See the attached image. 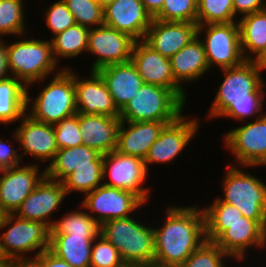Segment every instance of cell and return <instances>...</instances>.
Returning a JSON list of instances; mask_svg holds the SVG:
<instances>
[{"instance_id":"obj_45","label":"cell","mask_w":266,"mask_h":267,"mask_svg":"<svg viewBox=\"0 0 266 267\" xmlns=\"http://www.w3.org/2000/svg\"><path fill=\"white\" fill-rule=\"evenodd\" d=\"M36 258L41 262L42 267H72L66 261L53 254L49 249L43 251Z\"/></svg>"},{"instance_id":"obj_52","label":"cell","mask_w":266,"mask_h":267,"mask_svg":"<svg viewBox=\"0 0 266 267\" xmlns=\"http://www.w3.org/2000/svg\"><path fill=\"white\" fill-rule=\"evenodd\" d=\"M141 267H163V266H159V265H155V264H148V265H144Z\"/></svg>"},{"instance_id":"obj_3","label":"cell","mask_w":266,"mask_h":267,"mask_svg":"<svg viewBox=\"0 0 266 267\" xmlns=\"http://www.w3.org/2000/svg\"><path fill=\"white\" fill-rule=\"evenodd\" d=\"M100 235L112 243L127 267L153 264L155 242L153 227L135 219L127 218L105 221L100 225Z\"/></svg>"},{"instance_id":"obj_24","label":"cell","mask_w":266,"mask_h":267,"mask_svg":"<svg viewBox=\"0 0 266 267\" xmlns=\"http://www.w3.org/2000/svg\"><path fill=\"white\" fill-rule=\"evenodd\" d=\"M120 124L119 117L79 113L80 136L83 144L103 155L116 150Z\"/></svg>"},{"instance_id":"obj_12","label":"cell","mask_w":266,"mask_h":267,"mask_svg":"<svg viewBox=\"0 0 266 267\" xmlns=\"http://www.w3.org/2000/svg\"><path fill=\"white\" fill-rule=\"evenodd\" d=\"M84 196L79 205L89 214L91 212L90 215L99 225L105 221L130 217L135 210L139 211L146 205L132 192L104 184Z\"/></svg>"},{"instance_id":"obj_43","label":"cell","mask_w":266,"mask_h":267,"mask_svg":"<svg viewBox=\"0 0 266 267\" xmlns=\"http://www.w3.org/2000/svg\"><path fill=\"white\" fill-rule=\"evenodd\" d=\"M12 133V139L14 140V142H11V144L13 145L8 143L10 141L9 139L5 141L4 139H2V137H0V170L19 166L21 161V164L24 162L21 158L20 153H17L20 150L15 149L14 146L15 143L18 145L17 136L14 131Z\"/></svg>"},{"instance_id":"obj_48","label":"cell","mask_w":266,"mask_h":267,"mask_svg":"<svg viewBox=\"0 0 266 267\" xmlns=\"http://www.w3.org/2000/svg\"><path fill=\"white\" fill-rule=\"evenodd\" d=\"M146 11L154 18L162 9L165 0H141Z\"/></svg>"},{"instance_id":"obj_22","label":"cell","mask_w":266,"mask_h":267,"mask_svg":"<svg viewBox=\"0 0 266 267\" xmlns=\"http://www.w3.org/2000/svg\"><path fill=\"white\" fill-rule=\"evenodd\" d=\"M104 25L128 34L135 41L143 40L152 16L141 0H115L103 8Z\"/></svg>"},{"instance_id":"obj_46","label":"cell","mask_w":266,"mask_h":267,"mask_svg":"<svg viewBox=\"0 0 266 267\" xmlns=\"http://www.w3.org/2000/svg\"><path fill=\"white\" fill-rule=\"evenodd\" d=\"M10 76L7 65V43L0 39V80Z\"/></svg>"},{"instance_id":"obj_11","label":"cell","mask_w":266,"mask_h":267,"mask_svg":"<svg viewBox=\"0 0 266 267\" xmlns=\"http://www.w3.org/2000/svg\"><path fill=\"white\" fill-rule=\"evenodd\" d=\"M148 173L143 159L139 157L116 150L103 155V184L132 192L145 204L150 198V188L144 187Z\"/></svg>"},{"instance_id":"obj_16","label":"cell","mask_w":266,"mask_h":267,"mask_svg":"<svg viewBox=\"0 0 266 267\" xmlns=\"http://www.w3.org/2000/svg\"><path fill=\"white\" fill-rule=\"evenodd\" d=\"M131 62L135 65L145 84H153L170 89L184 104L188 94L174 79L170 59L163 57L143 40L135 41ZM187 94V95H186Z\"/></svg>"},{"instance_id":"obj_15","label":"cell","mask_w":266,"mask_h":267,"mask_svg":"<svg viewBox=\"0 0 266 267\" xmlns=\"http://www.w3.org/2000/svg\"><path fill=\"white\" fill-rule=\"evenodd\" d=\"M40 166L32 163L0 170V215L14 214L46 176L45 168Z\"/></svg>"},{"instance_id":"obj_18","label":"cell","mask_w":266,"mask_h":267,"mask_svg":"<svg viewBox=\"0 0 266 267\" xmlns=\"http://www.w3.org/2000/svg\"><path fill=\"white\" fill-rule=\"evenodd\" d=\"M231 259L244 262L250 248L266 247V230L256 221L245 216L230 225L214 241ZM246 256V257H245Z\"/></svg>"},{"instance_id":"obj_26","label":"cell","mask_w":266,"mask_h":267,"mask_svg":"<svg viewBox=\"0 0 266 267\" xmlns=\"http://www.w3.org/2000/svg\"><path fill=\"white\" fill-rule=\"evenodd\" d=\"M175 81L181 86L196 82L209 72V65L203 44L196 36L188 45L170 58Z\"/></svg>"},{"instance_id":"obj_51","label":"cell","mask_w":266,"mask_h":267,"mask_svg":"<svg viewBox=\"0 0 266 267\" xmlns=\"http://www.w3.org/2000/svg\"><path fill=\"white\" fill-rule=\"evenodd\" d=\"M96 1L102 8H105L107 5L113 3L115 0H96Z\"/></svg>"},{"instance_id":"obj_14","label":"cell","mask_w":266,"mask_h":267,"mask_svg":"<svg viewBox=\"0 0 266 267\" xmlns=\"http://www.w3.org/2000/svg\"><path fill=\"white\" fill-rule=\"evenodd\" d=\"M134 42L128 34L106 25L90 29L86 53L96 56L90 71L131 61Z\"/></svg>"},{"instance_id":"obj_13","label":"cell","mask_w":266,"mask_h":267,"mask_svg":"<svg viewBox=\"0 0 266 267\" xmlns=\"http://www.w3.org/2000/svg\"><path fill=\"white\" fill-rule=\"evenodd\" d=\"M199 120L196 116L189 119L182 114L174 122L166 124L143 160L147 171L153 164L172 163L196 136L201 127Z\"/></svg>"},{"instance_id":"obj_33","label":"cell","mask_w":266,"mask_h":267,"mask_svg":"<svg viewBox=\"0 0 266 267\" xmlns=\"http://www.w3.org/2000/svg\"><path fill=\"white\" fill-rule=\"evenodd\" d=\"M205 220L206 240L214 242L230 225L239 220L241 211L231 204L222 202L218 197L213 199L212 204L202 207Z\"/></svg>"},{"instance_id":"obj_36","label":"cell","mask_w":266,"mask_h":267,"mask_svg":"<svg viewBox=\"0 0 266 267\" xmlns=\"http://www.w3.org/2000/svg\"><path fill=\"white\" fill-rule=\"evenodd\" d=\"M237 22L233 0H197L198 25Z\"/></svg>"},{"instance_id":"obj_8","label":"cell","mask_w":266,"mask_h":267,"mask_svg":"<svg viewBox=\"0 0 266 267\" xmlns=\"http://www.w3.org/2000/svg\"><path fill=\"white\" fill-rule=\"evenodd\" d=\"M0 230H4L0 234V245L7 260L36 258L49 249L50 228L43 222L21 219L15 214H4L0 215ZM30 252H34V256L26 257Z\"/></svg>"},{"instance_id":"obj_4","label":"cell","mask_w":266,"mask_h":267,"mask_svg":"<svg viewBox=\"0 0 266 267\" xmlns=\"http://www.w3.org/2000/svg\"><path fill=\"white\" fill-rule=\"evenodd\" d=\"M7 65L10 75L21 80L27 90L63 69L54 60L51 40L37 38L7 44Z\"/></svg>"},{"instance_id":"obj_1","label":"cell","mask_w":266,"mask_h":267,"mask_svg":"<svg viewBox=\"0 0 266 267\" xmlns=\"http://www.w3.org/2000/svg\"><path fill=\"white\" fill-rule=\"evenodd\" d=\"M264 71L256 61L245 60L241 65L221 69L224 79L207 113L208 119L232 118L245 123L261 117L265 100ZM255 117V118H254Z\"/></svg>"},{"instance_id":"obj_35","label":"cell","mask_w":266,"mask_h":267,"mask_svg":"<svg viewBox=\"0 0 266 267\" xmlns=\"http://www.w3.org/2000/svg\"><path fill=\"white\" fill-rule=\"evenodd\" d=\"M103 165L83 166L76 168L63 181L67 195L70 193L85 194L93 191L103 184Z\"/></svg>"},{"instance_id":"obj_30","label":"cell","mask_w":266,"mask_h":267,"mask_svg":"<svg viewBox=\"0 0 266 267\" xmlns=\"http://www.w3.org/2000/svg\"><path fill=\"white\" fill-rule=\"evenodd\" d=\"M98 236H50L49 250L72 267H90L91 249Z\"/></svg>"},{"instance_id":"obj_7","label":"cell","mask_w":266,"mask_h":267,"mask_svg":"<svg viewBox=\"0 0 266 267\" xmlns=\"http://www.w3.org/2000/svg\"><path fill=\"white\" fill-rule=\"evenodd\" d=\"M185 104L170 90L153 84H143L120 110L121 121L174 122L183 114Z\"/></svg>"},{"instance_id":"obj_40","label":"cell","mask_w":266,"mask_h":267,"mask_svg":"<svg viewBox=\"0 0 266 267\" xmlns=\"http://www.w3.org/2000/svg\"><path fill=\"white\" fill-rule=\"evenodd\" d=\"M90 267H127L117 248L99 235L91 249Z\"/></svg>"},{"instance_id":"obj_42","label":"cell","mask_w":266,"mask_h":267,"mask_svg":"<svg viewBox=\"0 0 266 267\" xmlns=\"http://www.w3.org/2000/svg\"><path fill=\"white\" fill-rule=\"evenodd\" d=\"M43 11L42 16L45 18L46 26L52 31L53 37L76 24L73 14L63 0H57L49 7H44Z\"/></svg>"},{"instance_id":"obj_50","label":"cell","mask_w":266,"mask_h":267,"mask_svg":"<svg viewBox=\"0 0 266 267\" xmlns=\"http://www.w3.org/2000/svg\"><path fill=\"white\" fill-rule=\"evenodd\" d=\"M8 260L7 258L4 256L2 249H1V245H0V267H5L7 264Z\"/></svg>"},{"instance_id":"obj_10","label":"cell","mask_w":266,"mask_h":267,"mask_svg":"<svg viewBox=\"0 0 266 267\" xmlns=\"http://www.w3.org/2000/svg\"><path fill=\"white\" fill-rule=\"evenodd\" d=\"M223 144L244 169L266 166V111L254 121L231 129L223 135Z\"/></svg>"},{"instance_id":"obj_31","label":"cell","mask_w":266,"mask_h":267,"mask_svg":"<svg viewBox=\"0 0 266 267\" xmlns=\"http://www.w3.org/2000/svg\"><path fill=\"white\" fill-rule=\"evenodd\" d=\"M89 30L87 27L75 24L52 37L50 40L55 62L60 64V58L71 59L81 55V53H86Z\"/></svg>"},{"instance_id":"obj_5","label":"cell","mask_w":266,"mask_h":267,"mask_svg":"<svg viewBox=\"0 0 266 267\" xmlns=\"http://www.w3.org/2000/svg\"><path fill=\"white\" fill-rule=\"evenodd\" d=\"M43 86L36 98L27 90L26 113L33 119L54 125L77 112L74 69L64 67ZM31 102V103H30Z\"/></svg>"},{"instance_id":"obj_41","label":"cell","mask_w":266,"mask_h":267,"mask_svg":"<svg viewBox=\"0 0 266 267\" xmlns=\"http://www.w3.org/2000/svg\"><path fill=\"white\" fill-rule=\"evenodd\" d=\"M53 128L58 149L71 148L83 144L80 136L79 113L55 123Z\"/></svg>"},{"instance_id":"obj_29","label":"cell","mask_w":266,"mask_h":267,"mask_svg":"<svg viewBox=\"0 0 266 267\" xmlns=\"http://www.w3.org/2000/svg\"><path fill=\"white\" fill-rule=\"evenodd\" d=\"M27 86L19 79L8 76L0 80V124L20 121L26 113Z\"/></svg>"},{"instance_id":"obj_28","label":"cell","mask_w":266,"mask_h":267,"mask_svg":"<svg viewBox=\"0 0 266 267\" xmlns=\"http://www.w3.org/2000/svg\"><path fill=\"white\" fill-rule=\"evenodd\" d=\"M245 60L257 61L266 51V9L237 20Z\"/></svg>"},{"instance_id":"obj_19","label":"cell","mask_w":266,"mask_h":267,"mask_svg":"<svg viewBox=\"0 0 266 267\" xmlns=\"http://www.w3.org/2000/svg\"><path fill=\"white\" fill-rule=\"evenodd\" d=\"M74 71L76 89V109L85 115H106L120 117V110L97 71H91L90 76L79 77Z\"/></svg>"},{"instance_id":"obj_2","label":"cell","mask_w":266,"mask_h":267,"mask_svg":"<svg viewBox=\"0 0 266 267\" xmlns=\"http://www.w3.org/2000/svg\"><path fill=\"white\" fill-rule=\"evenodd\" d=\"M164 222L153 226L155 258L153 264L180 267L204 242V212L198 205L166 206Z\"/></svg>"},{"instance_id":"obj_38","label":"cell","mask_w":266,"mask_h":267,"mask_svg":"<svg viewBox=\"0 0 266 267\" xmlns=\"http://www.w3.org/2000/svg\"><path fill=\"white\" fill-rule=\"evenodd\" d=\"M231 258L214 242L204 241L180 267H226Z\"/></svg>"},{"instance_id":"obj_6","label":"cell","mask_w":266,"mask_h":267,"mask_svg":"<svg viewBox=\"0 0 266 267\" xmlns=\"http://www.w3.org/2000/svg\"><path fill=\"white\" fill-rule=\"evenodd\" d=\"M235 165V166H234ZM222 180L224 196L218 198L237 207L243 216L256 220L266 230V184L257 176L241 170L236 163L227 165Z\"/></svg>"},{"instance_id":"obj_21","label":"cell","mask_w":266,"mask_h":267,"mask_svg":"<svg viewBox=\"0 0 266 267\" xmlns=\"http://www.w3.org/2000/svg\"><path fill=\"white\" fill-rule=\"evenodd\" d=\"M197 23L153 18L143 41L160 55L171 58L197 36Z\"/></svg>"},{"instance_id":"obj_47","label":"cell","mask_w":266,"mask_h":267,"mask_svg":"<svg viewBox=\"0 0 266 267\" xmlns=\"http://www.w3.org/2000/svg\"><path fill=\"white\" fill-rule=\"evenodd\" d=\"M5 267H42L37 258L11 259Z\"/></svg>"},{"instance_id":"obj_25","label":"cell","mask_w":266,"mask_h":267,"mask_svg":"<svg viewBox=\"0 0 266 267\" xmlns=\"http://www.w3.org/2000/svg\"><path fill=\"white\" fill-rule=\"evenodd\" d=\"M103 78L115 105L121 110L144 84L131 62L109 65L97 71Z\"/></svg>"},{"instance_id":"obj_9","label":"cell","mask_w":266,"mask_h":267,"mask_svg":"<svg viewBox=\"0 0 266 267\" xmlns=\"http://www.w3.org/2000/svg\"><path fill=\"white\" fill-rule=\"evenodd\" d=\"M197 36L203 44L209 69L213 66L220 70L232 68L245 61L238 22L198 25Z\"/></svg>"},{"instance_id":"obj_32","label":"cell","mask_w":266,"mask_h":267,"mask_svg":"<svg viewBox=\"0 0 266 267\" xmlns=\"http://www.w3.org/2000/svg\"><path fill=\"white\" fill-rule=\"evenodd\" d=\"M83 209V211H81ZM50 228V236H99L100 225L92 216L84 211L80 205L79 210L67 212L61 218L54 219Z\"/></svg>"},{"instance_id":"obj_23","label":"cell","mask_w":266,"mask_h":267,"mask_svg":"<svg viewBox=\"0 0 266 267\" xmlns=\"http://www.w3.org/2000/svg\"><path fill=\"white\" fill-rule=\"evenodd\" d=\"M169 123L172 122L121 121L118 130L116 151L144 160L150 146L156 141L163 127Z\"/></svg>"},{"instance_id":"obj_49","label":"cell","mask_w":266,"mask_h":267,"mask_svg":"<svg viewBox=\"0 0 266 267\" xmlns=\"http://www.w3.org/2000/svg\"><path fill=\"white\" fill-rule=\"evenodd\" d=\"M256 62L264 71L266 70V51Z\"/></svg>"},{"instance_id":"obj_27","label":"cell","mask_w":266,"mask_h":267,"mask_svg":"<svg viewBox=\"0 0 266 267\" xmlns=\"http://www.w3.org/2000/svg\"><path fill=\"white\" fill-rule=\"evenodd\" d=\"M43 164L47 165L44 166L47 178L62 182L78 167L103 165V154L82 144L59 149L50 163Z\"/></svg>"},{"instance_id":"obj_39","label":"cell","mask_w":266,"mask_h":267,"mask_svg":"<svg viewBox=\"0 0 266 267\" xmlns=\"http://www.w3.org/2000/svg\"><path fill=\"white\" fill-rule=\"evenodd\" d=\"M154 18L161 21L196 23L197 0H165L161 11Z\"/></svg>"},{"instance_id":"obj_17","label":"cell","mask_w":266,"mask_h":267,"mask_svg":"<svg viewBox=\"0 0 266 267\" xmlns=\"http://www.w3.org/2000/svg\"><path fill=\"white\" fill-rule=\"evenodd\" d=\"M67 196L62 182L45 176L14 214L21 219L43 222L51 228L55 222L51 220L52 214L61 208Z\"/></svg>"},{"instance_id":"obj_20","label":"cell","mask_w":266,"mask_h":267,"mask_svg":"<svg viewBox=\"0 0 266 267\" xmlns=\"http://www.w3.org/2000/svg\"><path fill=\"white\" fill-rule=\"evenodd\" d=\"M19 124L14 132L18 139V147L24 150L20 154L21 158L29 155L40 163H50L59 150L53 125L37 121L27 113L23 115Z\"/></svg>"},{"instance_id":"obj_37","label":"cell","mask_w":266,"mask_h":267,"mask_svg":"<svg viewBox=\"0 0 266 267\" xmlns=\"http://www.w3.org/2000/svg\"><path fill=\"white\" fill-rule=\"evenodd\" d=\"M73 14L76 24L89 29L104 25L103 8L96 0H63Z\"/></svg>"},{"instance_id":"obj_44","label":"cell","mask_w":266,"mask_h":267,"mask_svg":"<svg viewBox=\"0 0 266 267\" xmlns=\"http://www.w3.org/2000/svg\"><path fill=\"white\" fill-rule=\"evenodd\" d=\"M234 15L243 17L266 9V0H233Z\"/></svg>"},{"instance_id":"obj_34","label":"cell","mask_w":266,"mask_h":267,"mask_svg":"<svg viewBox=\"0 0 266 267\" xmlns=\"http://www.w3.org/2000/svg\"><path fill=\"white\" fill-rule=\"evenodd\" d=\"M23 0H0V39L4 36L26 38L25 5ZM27 32V33H26Z\"/></svg>"}]
</instances>
